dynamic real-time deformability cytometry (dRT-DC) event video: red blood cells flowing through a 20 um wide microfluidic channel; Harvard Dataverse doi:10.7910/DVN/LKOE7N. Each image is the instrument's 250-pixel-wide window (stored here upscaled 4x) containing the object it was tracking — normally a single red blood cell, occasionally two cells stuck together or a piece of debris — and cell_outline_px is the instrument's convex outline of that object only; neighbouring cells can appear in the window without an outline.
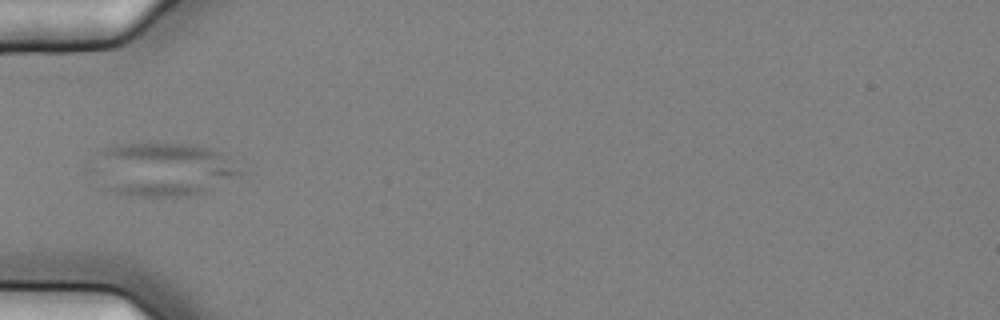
{"species": "common noctule bat (a hibernating species)", "species_latin": "Nyctalus noctula", "temperature_condition": "cold", "stored_images_in_passage": 7, "camera_frame_rate_fps": 3000, "um_per_image_px": 0.085, "animal": {"sex": "female", "body_mass_g": 25.1}, "frame": {"image": 1, "passage_image": 5, "time_ms": 1.333, "image_size_px": [1000, 320], "cell_outline_px": [[244, 172], [240, 176], [192, 196], [136, 196], [104, 188], [84, 168], [84, 164], [96, 152], [104, 148], [116, 144], [196, 144], [212, 148], [220, 152]], "centroid_in_image_um": [13.67, 14.38], "position_along_channel_um": 71.3, "area_um2": 47.05}}
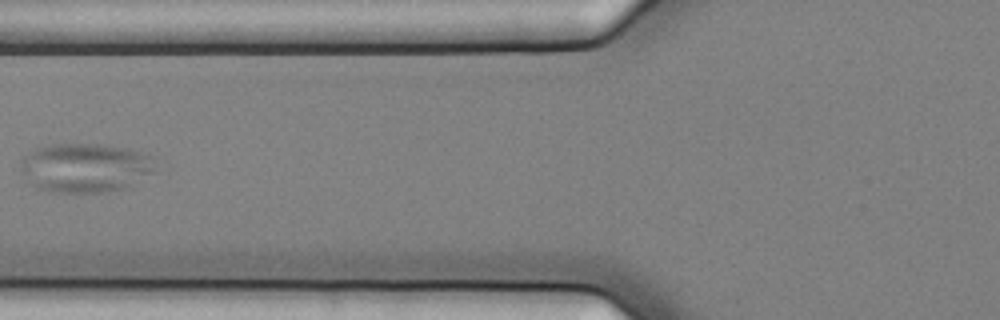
{"frame": {"image": 2, "passage_image": 6, "time_ms": 1.667, "image_size_px": [1000, 320], "cell_outline_px": [[156, 172], [128, 188], [100, 192], [52, 192], [36, 188], [20, 172], [20, 164], [24, 156], [36, 148], [48, 144], [96, 144], [124, 148], [156, 156]], "centroid_in_image_um": [7.29, 14.26], "position_along_channel_um": 118.5, "area_um2": 39.13}}
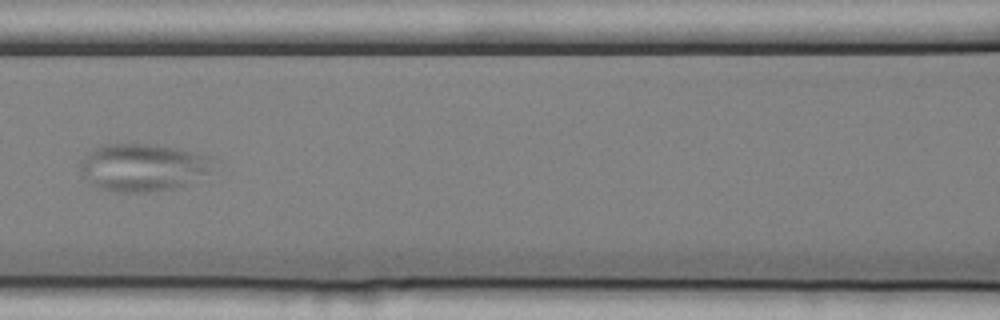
{"frame": {"image": 3, "passage_image": 7, "time_ms": 2.0, "image_size_px": [1000, 320], "cell_outline_px": [[212, 156], [208, 172], [176, 188], [148, 192], [116, 192], [100, 188], [92, 184], [84, 176], [80, 168], [80, 160], [96, 148], [104, 144], [148, 144], [176, 148]], "centroid_in_image_um": [12.1, 14.23], "position_along_channel_um": 154.5, "area_um2": 36.18}}